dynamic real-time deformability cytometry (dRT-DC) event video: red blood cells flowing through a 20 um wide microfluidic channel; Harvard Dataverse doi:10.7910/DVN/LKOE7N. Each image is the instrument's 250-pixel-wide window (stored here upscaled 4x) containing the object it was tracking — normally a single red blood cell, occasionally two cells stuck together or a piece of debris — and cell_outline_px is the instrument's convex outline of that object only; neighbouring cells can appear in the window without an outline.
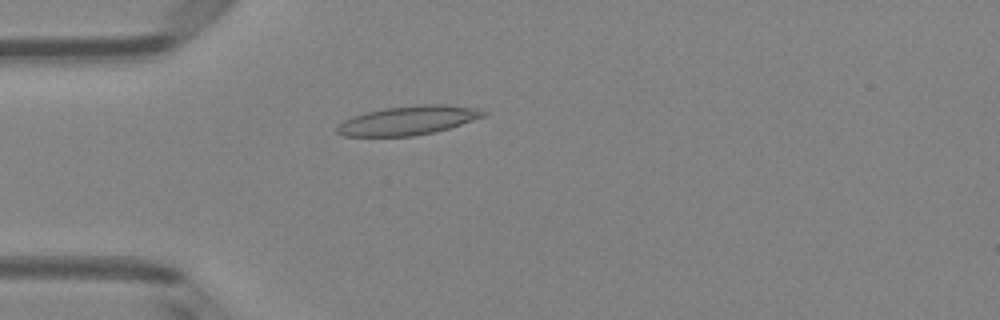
{"species": "Egyptian fruit bat (a non-hibernating species)", "species_latin": "Rousettus aegyptiacus", "temperature_condition": "room temperature", "stored_images_in_passage": 48, "camera_frame_rate_fps": 3000, "um_per_image_px": 0.085, "animal": {"sex": "female"}, "frame": {"image": 1, "passage_image": 13, "time_ms": 4.0, "image_size_px": [1000, 320], "cell_outline_px": [[488, 112], [484, 116], [448, 128], [432, 132], [412, 136], [344, 136], [336, 132], [336, 128], [344, 120], [352, 116], [364, 112], [384, 108], [420, 104], [444, 104], [480, 108]], "centroid_in_image_um": [34.68, 10.22], "position_along_channel_um": 50.3, "area_um2": 24.68}}
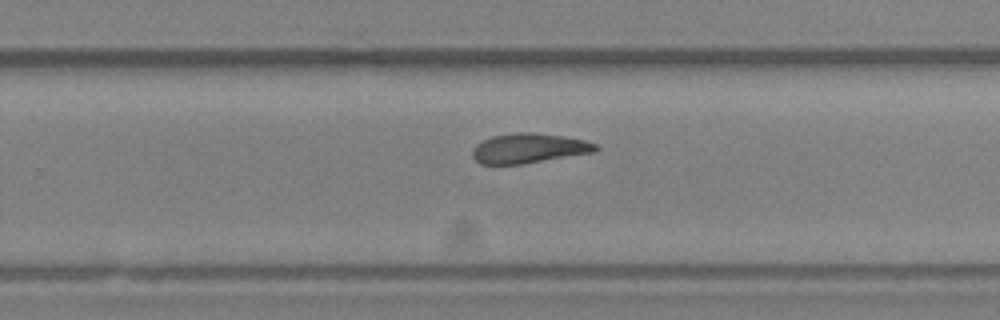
{"frame": {"image": 2, "passage_image": 31, "time_ms": 10.0, "image_size_px": [1000, 320], "cell_outline_px": [[600, 148], [596, 152], [520, 164], [480, 164], [472, 156], [472, 148], [476, 144], [492, 136], [520, 132], [536, 132], [564, 136], [584, 140], [596, 144]], "centroid_in_image_um": [44.96, 12.6], "position_along_channel_um": 284.8, "area_um2": 21.39}}
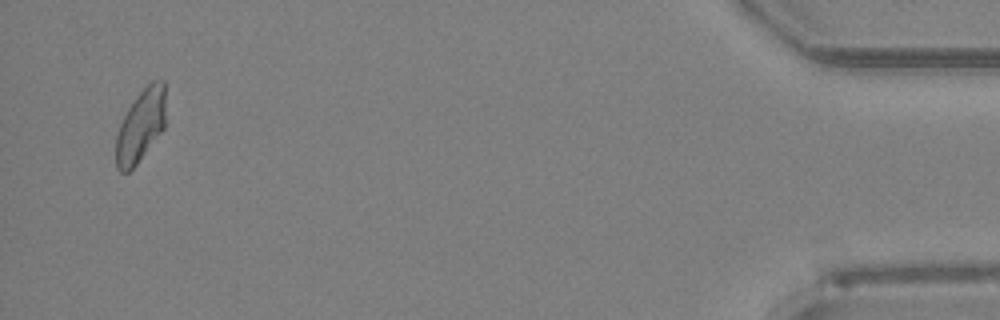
{"frame": {"image": 3, "passage_image": 47, "time_ms": 15.333, "image_size_px": [1000, 320], "cell_outline_px": [[164, 128], [136, 164], [128, 172], [120, 172], [116, 168], [116, 136], [120, 124], [128, 108], [136, 96], [152, 80], [164, 80]], "centroid_in_image_um": [11.93, 10.69], "position_along_channel_um": 423.3, "area_um2": 20.63}, "authors_computed_cell_mechanics": {"area_um2": 22.0796, "velocity_mm_per_s": 4.1094, "shape_relaxation_time_tau1_ms": null, "shape_relaxation_time_tau2_ms": 5.2007, "deformation_change_tau1": null, "deformation_change_tau2": 0.1377}}